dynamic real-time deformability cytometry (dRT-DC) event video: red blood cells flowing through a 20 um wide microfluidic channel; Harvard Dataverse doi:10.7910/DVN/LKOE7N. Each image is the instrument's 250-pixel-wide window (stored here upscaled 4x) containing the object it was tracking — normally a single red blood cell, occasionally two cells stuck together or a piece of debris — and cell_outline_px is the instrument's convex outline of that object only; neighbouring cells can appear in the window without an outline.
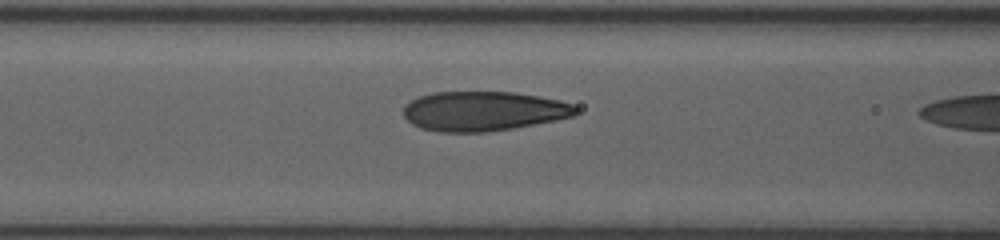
{"species": "human", "species_latin": "Homo sapiens", "temperature_condition": "room temperature", "stored_images_in_passage": 21, "camera_frame_rate_fps": 3000, "um_per_image_px": 0.085, "donor": {"sex": "female"}, "frame": {"image": 1, "passage_image": 20, "time_ms": 6.333, "image_size_px": [1000, 240], "cell_outline_px": [[576, 116], [556, 120], [512, 128], [488, 132], [440, 132], [420, 128], [412, 124], [404, 116], [404, 104], [420, 96], [432, 92], [516, 92], [560, 100], [572, 104], [576, 108]], "centroid_in_image_um": [41.08, 9.44], "position_along_channel_um": 125.5, "area_um2": 39.82}}